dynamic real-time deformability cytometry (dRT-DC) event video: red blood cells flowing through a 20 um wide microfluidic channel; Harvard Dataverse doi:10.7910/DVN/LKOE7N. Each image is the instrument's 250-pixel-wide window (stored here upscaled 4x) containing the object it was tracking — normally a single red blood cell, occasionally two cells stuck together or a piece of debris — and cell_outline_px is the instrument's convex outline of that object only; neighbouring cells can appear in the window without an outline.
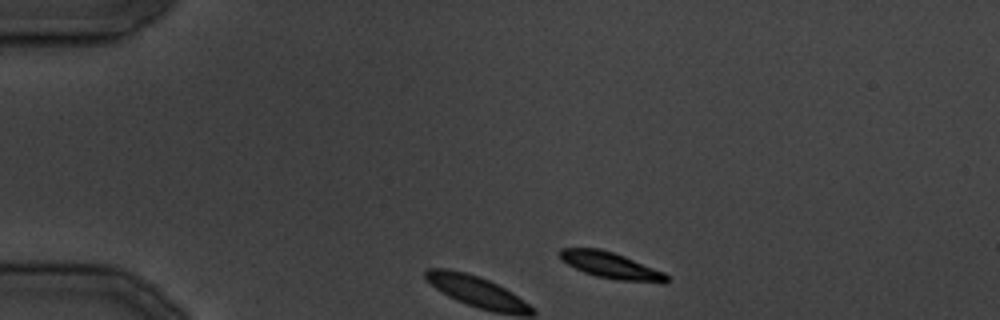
{"species": "common noctule bat (a hibernating species)", "species_latin": "Nyctalus noctula", "temperature_condition": "cold", "stored_images_in_passage": 3, "camera_frame_rate_fps": 3000, "um_per_image_px": 0.085, "animal": {"sex": "male", "body_mass_g": 19.5, "forearm_length_mm": 54.6}, "frame": {"image": 1, "passage_image": 1, "time_ms": 0.0, "image_size_px": [1000, 320], "cell_outline_px": [[668, 280], [664, 284], [660, 284], [620, 280], [596, 276], [584, 272], [568, 264], [560, 256], [560, 248], [600, 248], [624, 256], [664, 272], [668, 276]], "centroid_in_image_um": [51.99, 22.58], "position_along_channel_um": 33.0, "area_um2": 16.24}}